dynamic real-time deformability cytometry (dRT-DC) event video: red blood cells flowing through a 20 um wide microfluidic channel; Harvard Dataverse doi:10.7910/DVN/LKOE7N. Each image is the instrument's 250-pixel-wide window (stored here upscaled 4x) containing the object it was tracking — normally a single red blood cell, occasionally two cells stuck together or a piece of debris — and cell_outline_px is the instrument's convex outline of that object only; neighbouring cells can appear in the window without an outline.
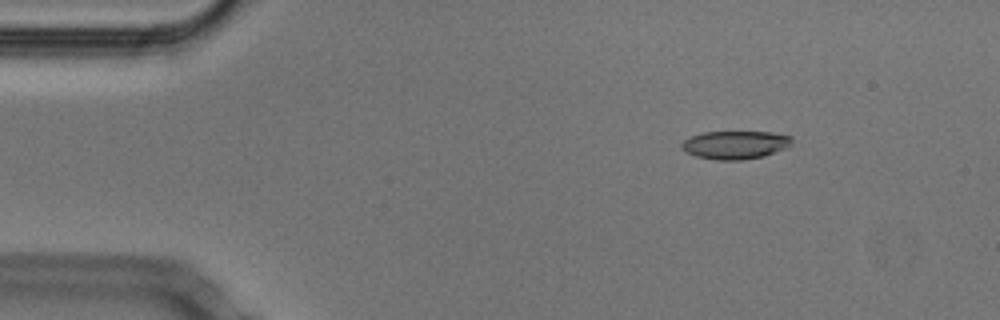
{"species": "Egyptian fruit bat (a non-hibernating species)", "species_latin": "Rousettus aegyptiacus", "temperature_condition": "cold", "stored_images_in_passage": 52, "camera_frame_rate_fps": 3000, "um_per_image_px": 0.085, "animal": {"sex": "male"}, "frame": {"image": 1, "passage_image": 7, "time_ms": 2.0, "image_size_px": [1000, 320], "cell_outline_px": [[792, 144], [788, 148], [764, 156], [740, 160], [716, 160], [696, 156], [680, 148], [680, 144], [684, 140], [692, 136], [704, 132], [772, 132], [792, 136]], "centroid_in_image_um": [62.53, 12.31], "position_along_channel_um": 22.5, "area_um2": 18.21}}
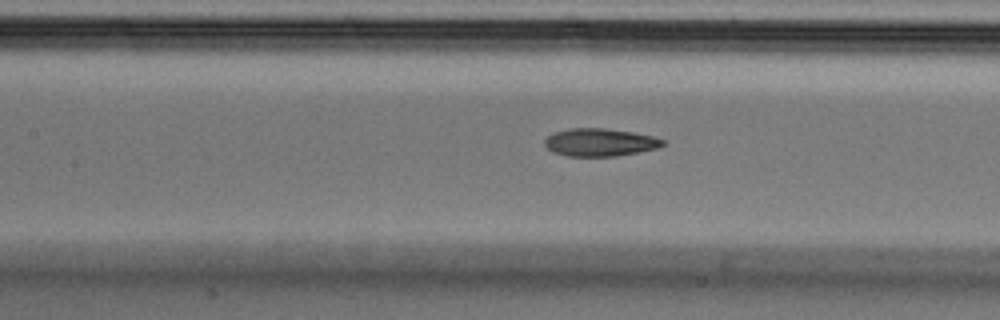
{"frame": {"image": 2, "passage_image": 23, "time_ms": 7.333, "image_size_px": [1000, 320], "cell_outline_px": [[664, 144], [656, 148], [616, 156], [568, 156], [552, 152], [544, 144], [544, 140], [548, 136], [556, 132], [568, 128], [604, 128], [632, 132], [652, 136], [664, 140]], "centroid_in_image_um": [50.95, 12.09], "position_along_channel_um": 156.4, "area_um2": 18.9}}
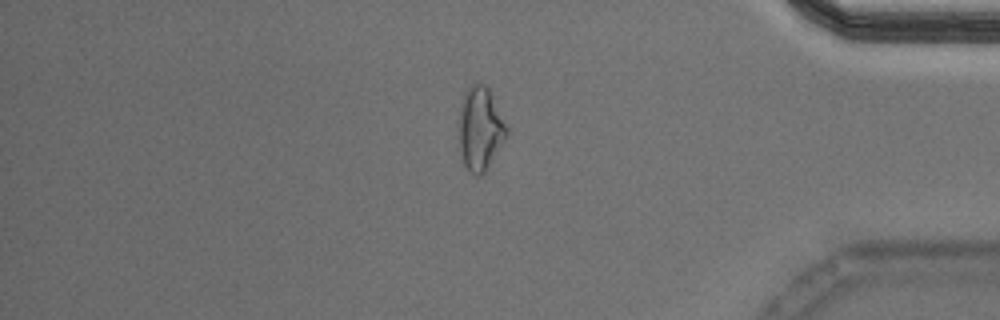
{"frame": {"image": 3, "passage_image": 44, "time_ms": 14.333, "image_size_px": [1000, 320], "cell_outline_px": [[508, 136], [484, 172], [480, 176], [476, 176], [468, 172], [464, 164], [460, 148], [460, 104], [468, 88], [472, 84], [484, 84], [488, 88], [508, 128]], "centroid_in_image_um": [40.83, 10.97], "position_along_channel_um": 394.4, "area_um2": 22.83}, "authors_computed_cell_mechanics": {"area_um2": 19.4786, "velocity_mm_per_s": 3.8079, "shape_relaxation_time_tau1_ms": 5.9358, "shape_relaxation_time_tau2_ms": 2.7042, "deformation_change_tau1": 0.168, "deformation_change_tau2": 0.1107}}